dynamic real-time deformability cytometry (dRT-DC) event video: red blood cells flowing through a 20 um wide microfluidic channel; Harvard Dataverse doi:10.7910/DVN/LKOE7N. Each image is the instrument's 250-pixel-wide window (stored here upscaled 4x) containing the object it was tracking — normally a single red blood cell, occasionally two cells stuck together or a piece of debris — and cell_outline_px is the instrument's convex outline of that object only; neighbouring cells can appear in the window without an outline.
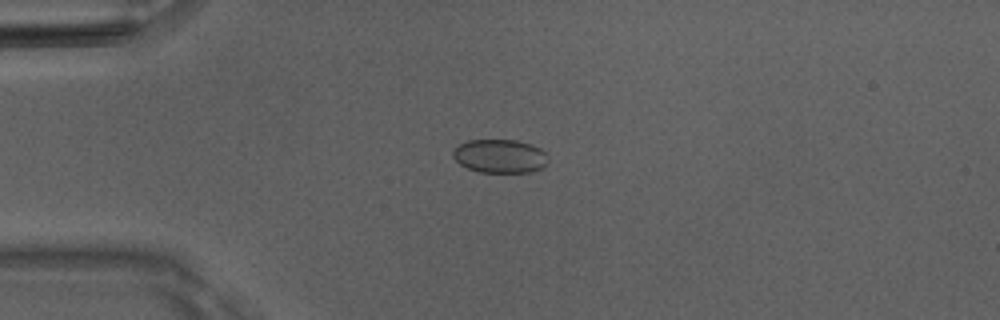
{"species": "Egyptian fruit bat (a non-hibernating species)", "species_latin": "Rousettus aegyptiacus", "temperature_condition": "room temperature", "stored_images_in_passage": 39, "camera_frame_rate_fps": 3000, "um_per_image_px": 0.085, "animal": {"sex": "male"}, "frame": {"image": 1, "passage_image": 1, "time_ms": 0.0, "image_size_px": [1000, 320], "cell_outline_px": [[548, 160], [544, 168], [532, 172], [480, 172], [468, 168], [460, 164], [452, 156], [452, 152], [460, 144], [468, 140], [516, 140], [540, 148], [548, 156]], "centroid_in_image_um": [42.51, 13.28], "position_along_channel_um": 42.5, "area_um2": 18.61}}
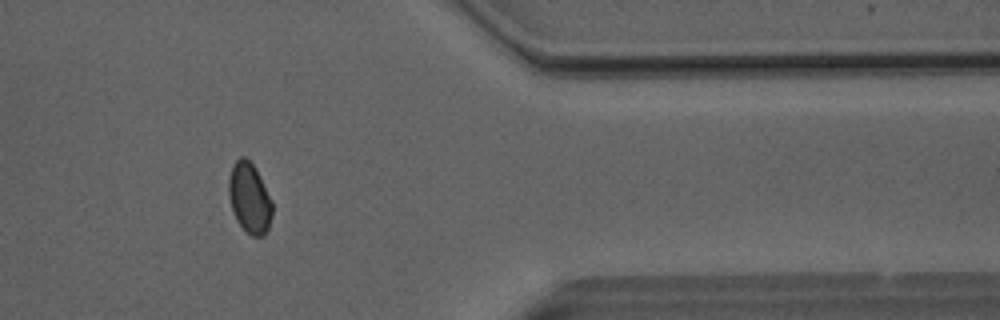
{"frame": {"image": 2, "passage_image": 30, "time_ms": 9.667, "image_size_px": [1000, 320], "cell_outline_px": [[272, 216], [268, 228], [264, 236], [252, 236], [236, 220], [232, 208], [228, 192], [228, 180], [232, 164], [240, 156], [244, 156], [256, 168], [272, 200]], "centroid_in_image_um": [21.21, 16.81], "position_along_channel_um": 390.2, "area_um2": 17.86}}
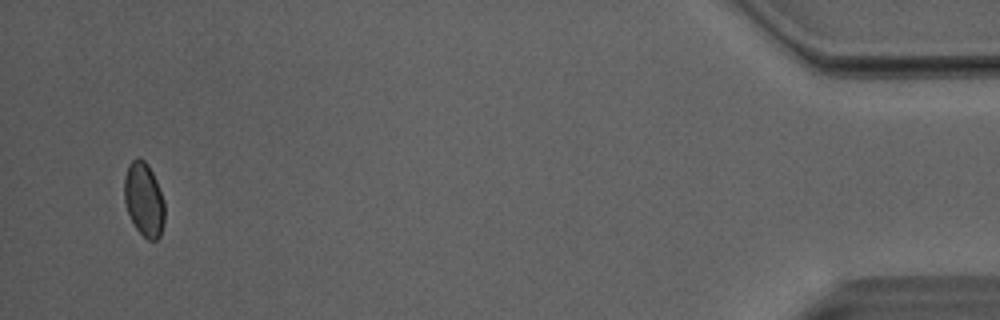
{"frame": {"image": 3, "passage_image": 37, "time_ms": 12.0, "image_size_px": [1000, 320], "cell_outline_px": [[164, 224], [160, 236], [156, 240], [148, 240], [136, 228], [128, 212], [124, 200], [124, 176], [128, 164], [132, 160], [144, 160], [148, 164], [156, 180], [164, 200]], "centroid_in_image_um": [12.24, 16.96], "position_along_channel_um": 423.0, "area_um2": 17.28}, "authors_computed_cell_mechanics": {"area_um2": 17.9758, "velocity_mm_per_s": 4.0714, "shape_relaxation_time_tau1_ms": 9.6311, "shape_relaxation_time_tau2_ms": 1.5277, "deformation_change_tau1": 0.0899, "deformation_change_tau2": 0.0326}}